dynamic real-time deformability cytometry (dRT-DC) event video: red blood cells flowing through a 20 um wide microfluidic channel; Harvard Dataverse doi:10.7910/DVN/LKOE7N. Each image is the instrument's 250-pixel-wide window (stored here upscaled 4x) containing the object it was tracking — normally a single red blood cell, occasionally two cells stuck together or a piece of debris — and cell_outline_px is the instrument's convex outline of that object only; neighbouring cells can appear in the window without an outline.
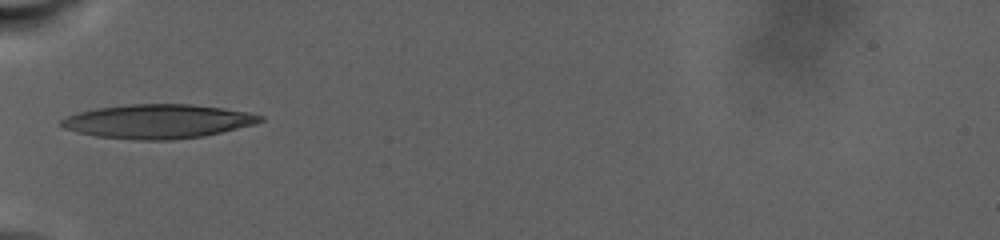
{"species": "human", "species_latin": "Homo sapiens", "temperature_condition": "warm", "stored_images_in_passage": 2, "camera_frame_rate_fps": 3000, "um_per_image_px": 0.085, "donor": {"sex": "male"}, "frame": {"image": 1, "passage_image": 1, "time_ms": 0.0, "image_size_px": [1000, 240], "cell_outline_px": [[264, 120], [256, 124], [204, 136], [172, 140], [136, 140], [96, 136], [64, 128], [60, 124], [60, 120], [68, 116], [80, 112], [96, 108], [128, 104], [192, 104], [248, 112], [264, 116]], "centroid_in_image_um": [13.45, 10.32], "position_along_channel_um": 71.6, "area_um2": 39.36}}